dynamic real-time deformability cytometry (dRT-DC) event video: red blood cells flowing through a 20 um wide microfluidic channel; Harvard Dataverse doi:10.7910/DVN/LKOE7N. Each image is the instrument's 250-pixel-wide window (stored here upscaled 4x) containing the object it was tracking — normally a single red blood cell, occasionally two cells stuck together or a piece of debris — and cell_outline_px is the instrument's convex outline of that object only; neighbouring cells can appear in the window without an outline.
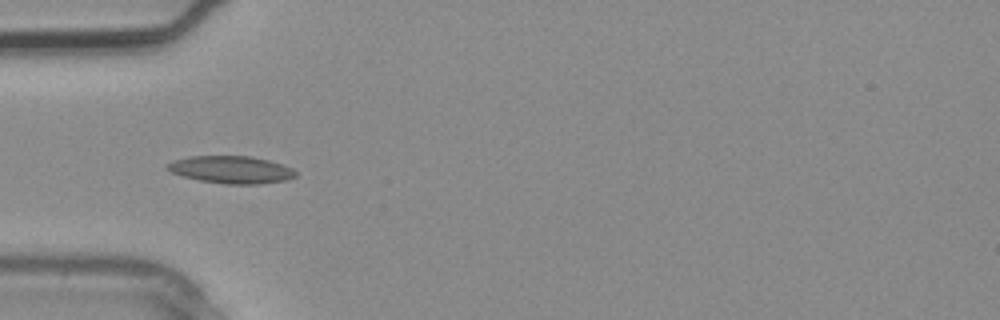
{"species": "common noctule bat (a hibernating species)", "species_latin": "Nyctalus noctula", "temperature_condition": "warm", "stored_images_in_passage": 4, "camera_frame_rate_fps": 3000, "um_per_image_px": 0.085, "animal": {"sex": "male", "body_mass_g": 20.4}, "frame": {"image": 1, "passage_image": 4, "time_ms": 1.0, "image_size_px": [1000, 320], "cell_outline_px": [[296, 176], [284, 180], [260, 184], [228, 184], [200, 180], [184, 176], [172, 172], [164, 168], [172, 160], [192, 156], [252, 156], [268, 160], [292, 168], [296, 172]], "centroid_in_image_um": [19.64, 14.41], "position_along_channel_um": 65.4, "area_um2": 20.29}}